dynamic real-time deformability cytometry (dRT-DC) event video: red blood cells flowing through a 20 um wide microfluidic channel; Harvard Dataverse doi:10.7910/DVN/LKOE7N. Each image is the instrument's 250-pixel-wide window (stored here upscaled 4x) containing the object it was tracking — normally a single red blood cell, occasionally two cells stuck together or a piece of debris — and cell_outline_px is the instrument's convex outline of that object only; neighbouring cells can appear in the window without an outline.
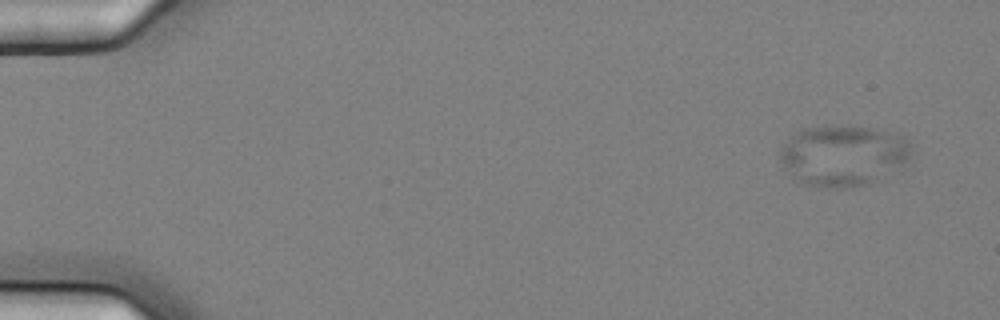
{"species": "common noctule bat (a hibernating species)", "species_latin": "Nyctalus noctula", "temperature_condition": "cold", "stored_images_in_passage": 3, "camera_frame_rate_fps": 3000, "um_per_image_px": 0.085, "animal": {"sex": "female", "body_mass_g": 25.1}, "frame": {"image": 1, "passage_image": 1, "time_ms": 0.0, "image_size_px": [1000, 320], "cell_outline_px": [[912, 148], [908, 156], [900, 164], [868, 184], [844, 188], [816, 188], [804, 184], [784, 168], [780, 160], [780, 148], [788, 136], [804, 128], [832, 124], [836, 124], [876, 128], [904, 136], [912, 144]], "centroid_in_image_um": [71.6, 13.17], "position_along_channel_um": 13.4, "area_um2": 46.7}}